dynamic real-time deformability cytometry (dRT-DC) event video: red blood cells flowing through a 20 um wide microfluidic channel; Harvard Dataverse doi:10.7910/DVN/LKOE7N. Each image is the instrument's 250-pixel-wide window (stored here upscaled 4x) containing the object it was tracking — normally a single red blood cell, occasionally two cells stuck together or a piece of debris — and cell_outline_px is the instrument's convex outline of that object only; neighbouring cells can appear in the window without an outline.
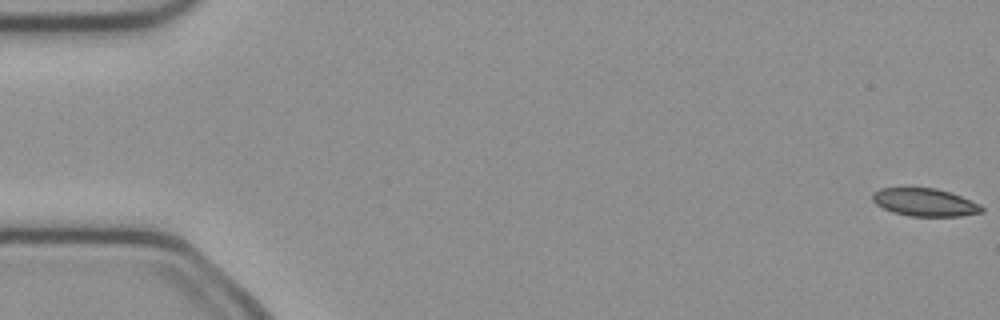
{"species": "common noctule bat (a hibernating species)", "species_latin": "Nyctalus noctula", "temperature_condition": "cold", "stored_images_in_passage": 51, "camera_frame_rate_fps": 3000, "um_per_image_px": 0.085, "animal": {"sex": "female", "body_mass_g": 21.9}, "frame": {"image": 1, "passage_image": 1, "time_ms": 0.0, "image_size_px": [1000, 320], "cell_outline_px": [[984, 212], [960, 216], [908, 216], [892, 212], [876, 204], [872, 200], [872, 192], [880, 188], [936, 188], [960, 196], [980, 204], [984, 208]], "centroid_in_image_um": [78.6, 17.2], "position_along_channel_um": 6.4, "area_um2": 17.69}}
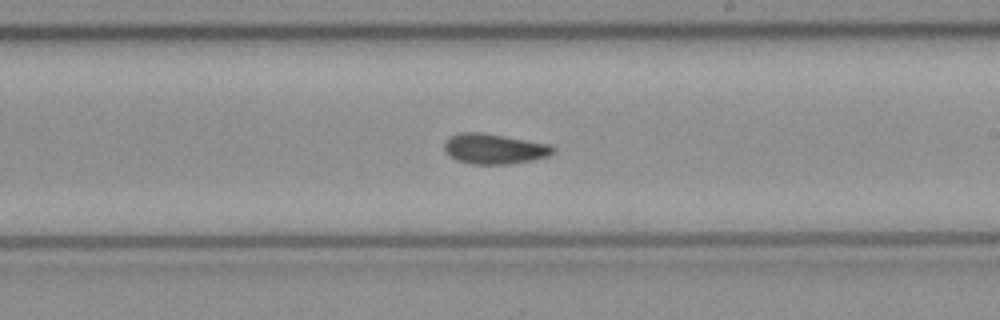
{"frame": {"image": 2, "passage_image": 30, "time_ms": 9.667, "image_size_px": [1000, 320], "cell_outline_px": [[556, 152], [548, 156], [532, 160], [508, 164], [472, 164], [456, 160], [448, 156], [444, 152], [444, 144], [452, 136], [460, 132], [484, 132], [552, 144], [556, 148]], "centroid_in_image_um": [42.04, 12.64], "position_along_channel_um": 247.0, "area_um2": 19.48}}
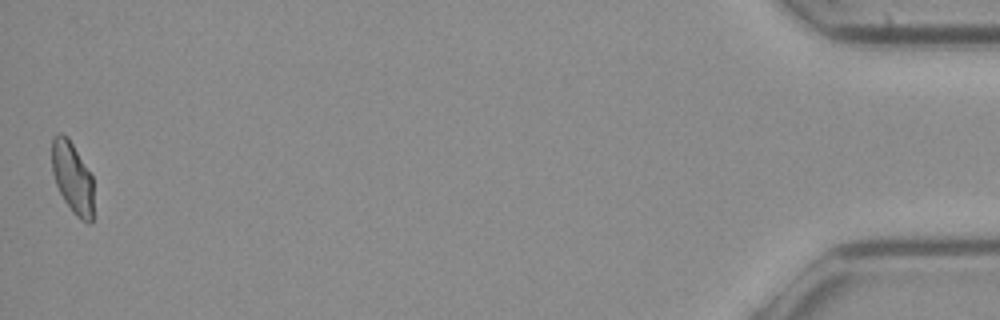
{"frame": {"image": 3, "passage_image": 51, "time_ms": 16.667, "image_size_px": [1000, 320], "cell_outline_px": [[92, 224], [88, 224], [80, 220], [72, 212], [64, 200], [56, 184], [52, 172], [52, 136], [60, 132], [68, 136], [92, 176]], "centroid_in_image_um": [6.14, 15.09], "position_along_channel_um": 429.1, "area_um2": 17.4}, "authors_computed_cell_mechanics": {"area_um2": 18.8428, "velocity_mm_per_s": 4.0271, "shape_relaxation_time_tau1_ms": null, "shape_relaxation_time_tau2_ms": 4.4738, "deformation_change_tau1": null, "deformation_change_tau2": 0.0868}}